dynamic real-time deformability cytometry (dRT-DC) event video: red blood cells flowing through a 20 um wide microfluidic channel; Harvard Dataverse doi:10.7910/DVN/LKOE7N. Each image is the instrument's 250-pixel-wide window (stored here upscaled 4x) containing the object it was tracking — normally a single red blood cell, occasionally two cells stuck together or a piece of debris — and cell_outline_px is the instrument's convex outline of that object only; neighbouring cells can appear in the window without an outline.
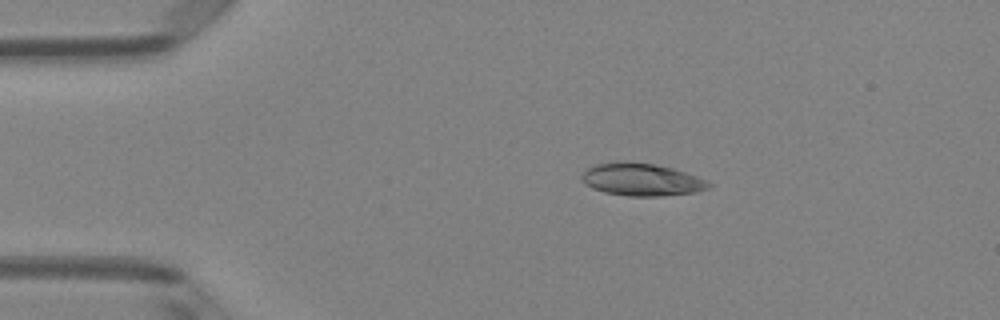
{"species": "Egyptian fruit bat (a non-hibernating species)", "species_latin": "Rousettus aegyptiacus", "temperature_condition": "room temperature", "stored_images_in_passage": 4, "camera_frame_rate_fps": 3000, "um_per_image_px": 0.085, "animal": {"sex": "female"}, "frame": {"image": 1, "passage_image": 2, "time_ms": 0.333, "image_size_px": [1000, 320], "cell_outline_px": [[712, 184], [708, 188], [696, 192], [660, 196], [628, 196], [604, 192], [592, 188], [584, 184], [580, 180], [580, 176], [588, 168], [596, 164], [620, 160], [628, 160], [652, 164], [672, 168], [708, 180]], "centroid_in_image_um": [54.49, 15.25], "position_along_channel_um": 30.5, "area_um2": 24.28}}
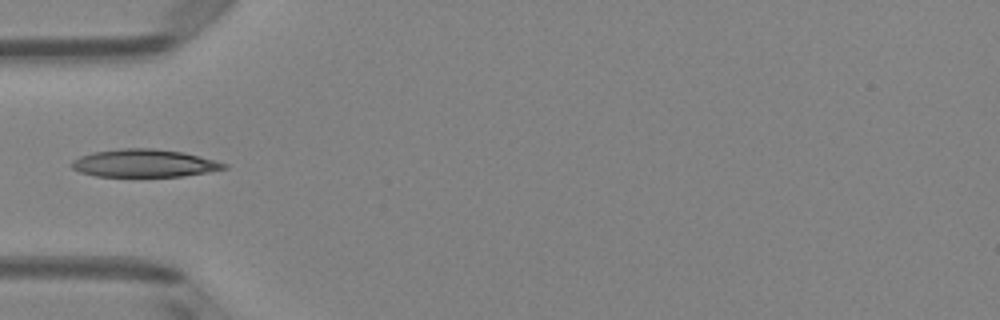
{"frame": {"image": 2, "passage_image": 4, "time_ms": 1.0, "image_size_px": [1000, 320], "cell_outline_px": [[228, 168], [208, 172], [184, 176], [96, 176], [80, 172], [72, 168], [72, 160], [80, 156], [92, 152], [120, 148], [152, 148], [184, 152], [200, 156], [228, 164]], "centroid_in_image_um": [12.27, 13.87], "position_along_channel_um": 72.7, "area_um2": 24.68}}